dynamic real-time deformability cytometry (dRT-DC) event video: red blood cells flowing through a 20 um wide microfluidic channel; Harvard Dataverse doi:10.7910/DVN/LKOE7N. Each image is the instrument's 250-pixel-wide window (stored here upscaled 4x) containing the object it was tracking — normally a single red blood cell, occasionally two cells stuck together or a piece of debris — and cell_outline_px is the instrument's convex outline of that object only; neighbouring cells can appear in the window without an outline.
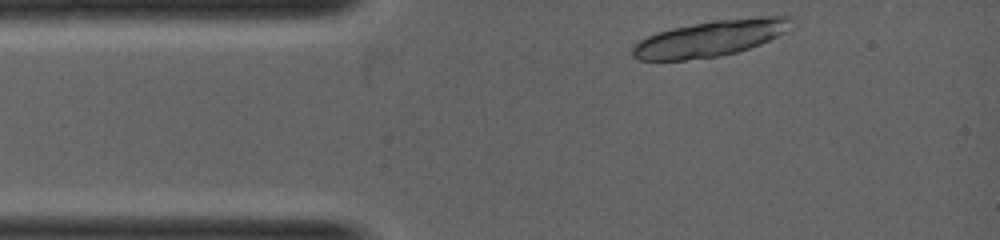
{"species": "common noctule bat (a hibernating species)", "species_latin": "Nyctalus noctula", "temperature_condition": "warm", "stored_images_in_passage": 2, "camera_frame_rate_fps": 5000, "um_per_image_px": 0.085, "animal": {"sex": "female", "body_mass_g": 19.0, "forearm_length_mm": 53.3}, "frame": {"image": 1, "passage_image": 1, "time_ms": 0.0, "image_size_px": [1000, 240], "cell_outline_px": [[792, 20], [784, 32], [760, 44], [736, 52], [720, 56], [684, 60], [640, 60], [632, 56], [632, 44], [648, 36], [672, 28], [712, 20], [756, 16], [792, 16]], "centroid_in_image_um": [60.34, 3.26], "position_along_channel_um": 24.7, "area_um2": 33.18}}